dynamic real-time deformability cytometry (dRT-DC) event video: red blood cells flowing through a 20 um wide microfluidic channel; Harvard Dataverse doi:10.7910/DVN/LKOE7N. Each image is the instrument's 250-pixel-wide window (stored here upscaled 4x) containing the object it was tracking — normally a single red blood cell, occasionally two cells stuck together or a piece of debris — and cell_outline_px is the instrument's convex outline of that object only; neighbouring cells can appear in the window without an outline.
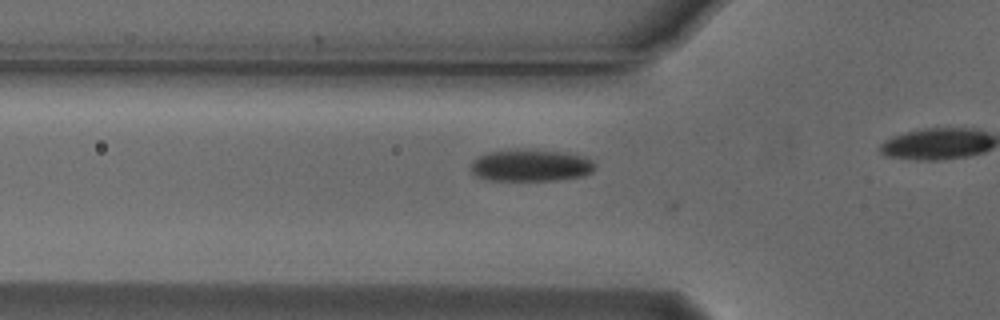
{"species": "Egyptian fruit bat (a non-hibernating species)", "species_latin": "Rousettus aegyptiacus", "temperature_condition": "cold", "stored_images_in_passage": 15, "camera_frame_rate_fps": 3000, "um_per_image_px": 0.085, "animal": {"sex": "male"}, "frame": {"image": 1, "passage_image": 14, "time_ms": 4.333, "image_size_px": [1000, 320], "cell_outline_px": [[596, 168], [592, 172], [584, 176], [560, 180], [484, 180], [476, 176], [472, 172], [472, 160], [488, 152], [516, 148], [520, 148], [564, 152], [580, 156], [592, 160], [596, 164]], "centroid_in_image_um": [45.12, 14.05], "position_along_channel_um": 80.7, "area_um2": 23.47}}